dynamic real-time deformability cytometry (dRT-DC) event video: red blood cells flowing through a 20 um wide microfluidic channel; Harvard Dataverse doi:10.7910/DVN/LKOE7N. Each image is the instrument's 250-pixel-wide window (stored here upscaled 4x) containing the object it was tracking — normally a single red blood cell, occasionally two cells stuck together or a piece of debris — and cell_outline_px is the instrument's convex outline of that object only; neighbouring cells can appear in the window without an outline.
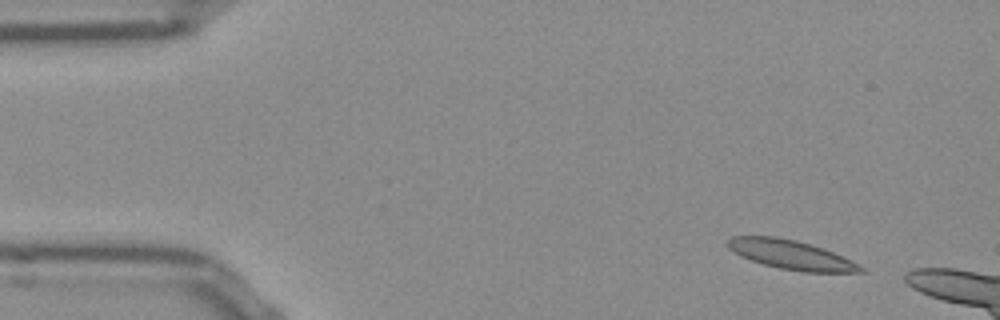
{"species": "Egyptian fruit bat (a non-hibernating species)", "species_latin": "Rousettus aegyptiacus", "temperature_condition": "room temperature", "stored_images_in_passage": 6, "camera_frame_rate_fps": 3000, "um_per_image_px": 0.085, "frame": {"image": 1, "passage_image": 1, "time_ms": 0.0, "image_size_px": [1000, 320], "cell_outline_px": [[864, 272], [804, 272], [780, 268], [764, 264], [740, 256], [728, 248], [728, 240], [732, 236], [776, 236], [796, 240], [832, 252], [864, 268]], "centroid_in_image_um": [67.17, 21.65], "position_along_channel_um": 17.8, "area_um2": 22.02}}